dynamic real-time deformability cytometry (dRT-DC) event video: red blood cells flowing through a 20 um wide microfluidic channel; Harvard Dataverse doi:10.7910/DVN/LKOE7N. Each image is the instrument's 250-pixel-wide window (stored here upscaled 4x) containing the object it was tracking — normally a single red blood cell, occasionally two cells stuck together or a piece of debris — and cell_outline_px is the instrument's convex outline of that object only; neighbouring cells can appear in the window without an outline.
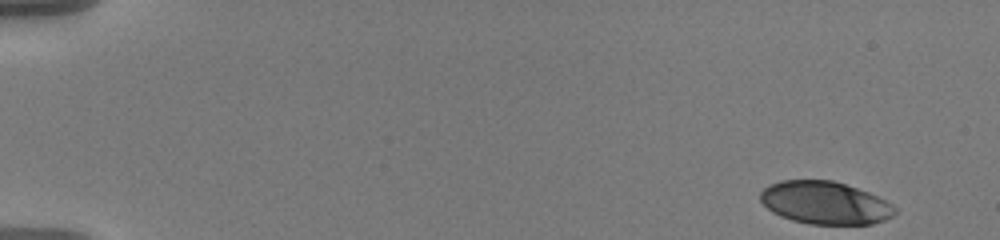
{"species": "human", "species_latin": "Homo sapiens", "temperature_condition": "warm", "stored_images_in_passage": 54, "camera_frame_rate_fps": 3000, "um_per_image_px": 0.085, "donor": {"sex": "male"}, "frame": {"image": 1, "passage_image": 1, "time_ms": 0.0, "image_size_px": [1000, 240], "cell_outline_px": [[896, 212], [892, 216], [884, 220], [872, 224], [808, 224], [792, 220], [780, 216], [772, 212], [760, 200], [760, 192], [768, 184], [780, 180], [832, 180], [868, 192], [892, 204], [896, 208]], "centroid_in_image_um": [70.1, 17.24], "position_along_channel_um": 14.9, "area_um2": 33.47}}
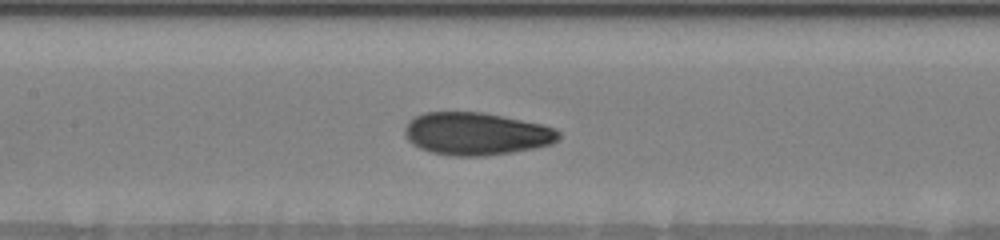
{"frame": {"image": 2, "passage_image": 26, "time_ms": 8.333, "image_size_px": [1000, 240], "cell_outline_px": [[560, 136], [552, 144], [512, 152], [484, 156], [452, 156], [432, 152], [420, 148], [412, 144], [408, 140], [404, 132], [404, 128], [408, 120], [424, 112], [480, 112], [504, 116], [544, 124], [560, 132]], "centroid_in_image_um": [40.46, 11.36], "position_along_channel_um": 166.9, "area_um2": 38.26}}
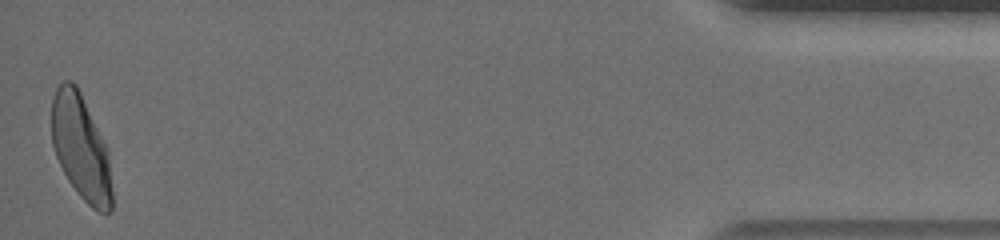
{"frame": {"image": 3, "passage_image": 54, "time_ms": 17.667, "image_size_px": [1000, 240], "cell_outline_px": [[112, 208], [108, 212], [100, 212], [92, 208], [80, 196], [68, 180], [56, 156], [52, 144], [52, 100], [56, 88], [64, 80], [72, 80], [76, 84], [80, 92], [108, 152], [112, 192]], "centroid_in_image_um": [6.86, 12.54], "position_along_channel_um": 428.3, "area_um2": 36.41}, "authors_computed_cell_mechanics": {"area_um2": 36.7897, "velocity_mm_per_s": 3.6105, "shape_relaxation_time_tau1_ms": 4.4079, "shape_relaxation_time_tau2_ms": 1.2303, "deformation_change_tau1": 0.1798, "deformation_change_tau2": 0.0616}}